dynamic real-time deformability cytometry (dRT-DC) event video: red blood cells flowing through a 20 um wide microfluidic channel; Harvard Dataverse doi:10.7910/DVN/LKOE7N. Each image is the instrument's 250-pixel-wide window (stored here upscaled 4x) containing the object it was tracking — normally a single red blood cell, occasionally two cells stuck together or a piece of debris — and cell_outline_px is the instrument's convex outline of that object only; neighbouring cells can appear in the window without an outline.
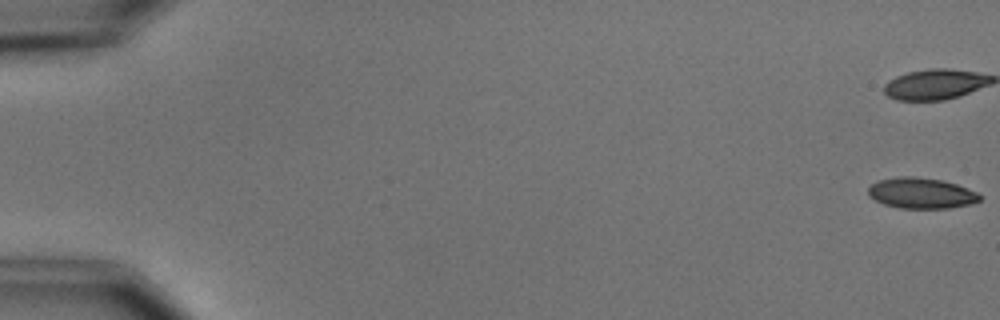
{"species": "common noctule bat (a hibernating species)", "species_latin": "Nyctalus noctula", "temperature_condition": "cold", "stored_images_in_passage": 56, "camera_frame_rate_fps": 3000, "um_per_image_px": 0.085, "animal": {"sex": "male", "body_mass_g": 15.6}, "frame": {"image": 1, "passage_image": 1, "time_ms": 0.0, "image_size_px": [1000, 320], "cell_outline_px": [[980, 200], [968, 204], [948, 208], [900, 208], [884, 204], [868, 196], [868, 188], [872, 184], [880, 180], [900, 176], [916, 176], [944, 180], [968, 188], [976, 192], [980, 196]], "centroid_in_image_um": [78.29, 16.4], "position_along_channel_um": 6.7, "area_um2": 19.88}}